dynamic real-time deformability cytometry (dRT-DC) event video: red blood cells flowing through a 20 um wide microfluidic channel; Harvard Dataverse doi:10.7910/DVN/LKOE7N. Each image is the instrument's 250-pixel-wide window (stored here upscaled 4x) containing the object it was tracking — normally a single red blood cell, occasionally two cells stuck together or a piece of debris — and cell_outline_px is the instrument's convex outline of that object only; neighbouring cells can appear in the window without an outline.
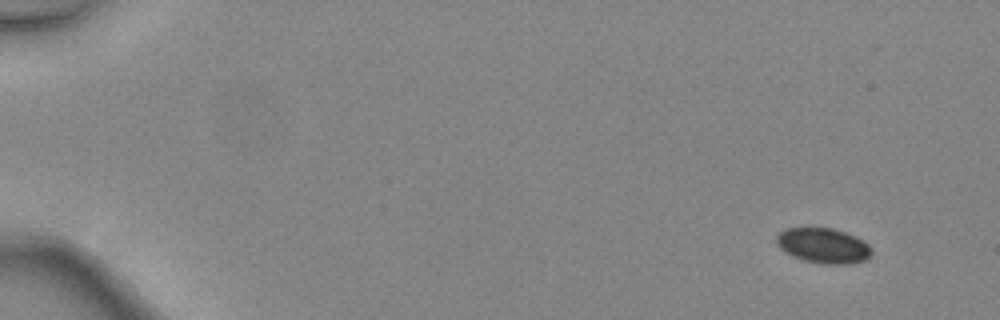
{"species": "common noctule bat (a hibernating species)", "species_latin": "Nyctalus noctula", "temperature_condition": "warm", "stored_images_in_passage": 5, "camera_frame_rate_fps": 3000, "um_per_image_px": 0.085, "animal": {"sex": "female", "body_mass_g": 24.6, "forearm_length_mm": 56.2}, "frame": {"image": 1, "passage_image": 1, "time_ms": 0.0, "image_size_px": [1000, 320], "cell_outline_px": [[872, 252], [864, 260], [848, 264], [820, 264], [804, 260], [792, 256], [784, 252], [776, 244], [776, 236], [780, 232], [788, 228], [832, 228], [856, 236], [868, 244], [872, 248]], "centroid_in_image_um": [69.96, 20.88], "position_along_channel_um": 15.0, "area_um2": 19.48}}
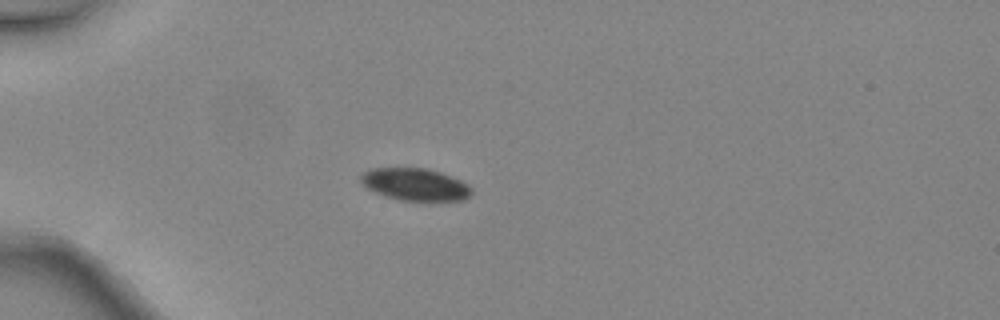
{"frame": {"image": 2, "passage_image": 4, "time_ms": 1.0, "image_size_px": [1000, 320], "cell_outline_px": [[472, 192], [464, 200], [400, 200], [384, 196], [360, 184], [360, 176], [364, 172], [372, 168], [428, 168], [440, 172], [460, 180], [468, 184], [472, 188]], "centroid_in_image_um": [35.27, 15.67], "position_along_channel_um": 49.7, "area_um2": 20.75}}